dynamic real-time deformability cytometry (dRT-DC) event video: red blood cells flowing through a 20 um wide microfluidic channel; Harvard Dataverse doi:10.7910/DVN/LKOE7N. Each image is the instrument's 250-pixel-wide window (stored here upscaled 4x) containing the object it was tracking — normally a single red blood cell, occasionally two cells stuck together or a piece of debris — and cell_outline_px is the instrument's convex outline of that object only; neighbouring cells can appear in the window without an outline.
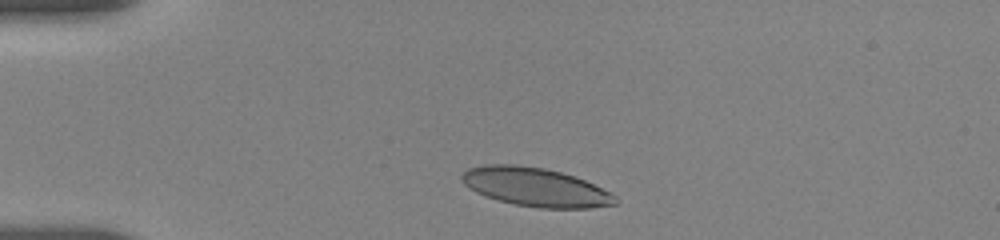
{"species": "human", "species_latin": "Homo sapiens", "temperature_condition": "room temperature", "stored_images_in_passage": 25, "camera_frame_rate_fps": 3000, "um_per_image_px": 0.085, "donor": {"sex": "female"}, "frame": {"image": 1, "passage_image": 2, "time_ms": 0.667, "image_size_px": [1000, 240], "cell_outline_px": [[620, 200], [616, 204], [588, 208], [540, 208], [516, 204], [500, 200], [476, 192], [468, 188], [460, 180], [460, 176], [468, 168], [484, 164], [516, 164], [544, 168], [576, 176], [616, 196]], "centroid_in_image_um": [45.49, 15.89], "position_along_channel_um": 39.5, "area_um2": 34.45}}
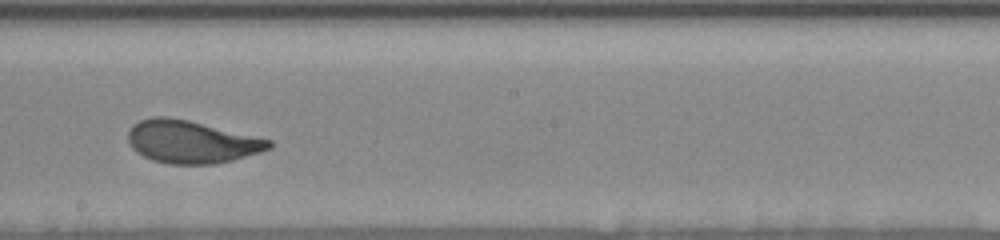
{"frame": {"image": 2, "passage_image": 15, "time_ms": 7.0, "image_size_px": [1000, 240], "cell_outline_px": [[272, 148], [260, 152], [232, 160], [216, 164], [168, 164], [152, 160], [136, 152], [132, 148], [128, 140], [128, 132], [132, 124], [140, 120], [152, 116], [168, 116], [188, 120], [272, 140]], "centroid_in_image_um": [16.24, 12.05], "position_along_channel_um": 232.0, "area_um2": 35.08}}
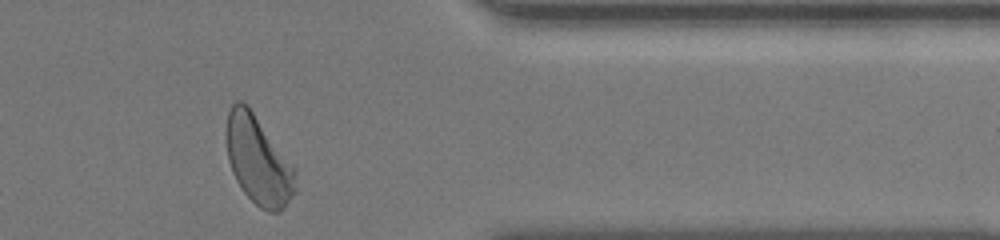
{"frame": {"image": 3, "passage_image": 25, "time_ms": 11.667, "image_size_px": [1000, 240], "cell_outline_px": [[296, 192], [284, 208], [280, 212], [268, 212], [260, 208], [244, 192], [236, 180], [232, 172], [228, 160], [224, 136], [224, 132], [228, 112], [232, 104], [236, 100], [240, 100], [248, 104], [296, 168]], "centroid_in_image_um": [21.94, 13.6], "position_along_channel_um": 389.5, "area_um2": 36.41}, "authors_computed_cell_mechanics": {"area_um2": 35.1424, "velocity_mm_per_s": 3.6427, "shape_relaxation_time_tau1_ms": 2.4335, "shape_relaxation_time_tau2_ms": null, "deformation_change_tau1": 0.1512, "deformation_change_tau2": null}}